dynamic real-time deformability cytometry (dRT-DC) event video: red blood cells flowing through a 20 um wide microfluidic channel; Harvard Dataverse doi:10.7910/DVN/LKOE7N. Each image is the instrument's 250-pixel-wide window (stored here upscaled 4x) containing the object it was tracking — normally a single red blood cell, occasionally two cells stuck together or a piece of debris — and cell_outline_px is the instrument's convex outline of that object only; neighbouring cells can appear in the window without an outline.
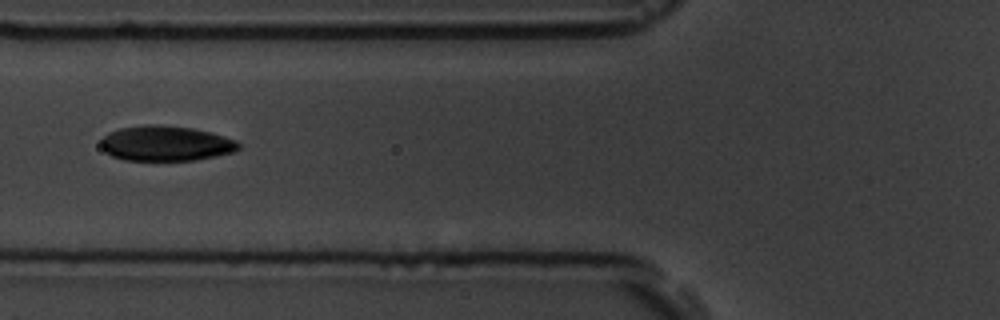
{"species": "common noctule bat (a hibernating species)", "species_latin": "Nyctalus noctula", "temperature_condition": "room temperature", "stored_images_in_passage": 4, "camera_frame_rate_fps": 3000, "um_per_image_px": 0.085, "animal": {"sex": "male", "body_mass_g": 19.5, "forearm_length_mm": 54.6}, "frame": {"image": 1, "passage_image": 2, "time_ms": 1.0, "image_size_px": [1000, 320], "cell_outline_px": [[240, 148], [236, 152], [196, 160], [124, 160], [112, 156], [100, 144], [100, 140], [108, 132], [120, 128], [144, 124], [152, 124], [192, 128], [212, 132], [236, 140], [240, 144]], "centroid_in_image_um": [14.12, 12.18], "position_along_channel_um": 111.7, "area_um2": 28.32}}
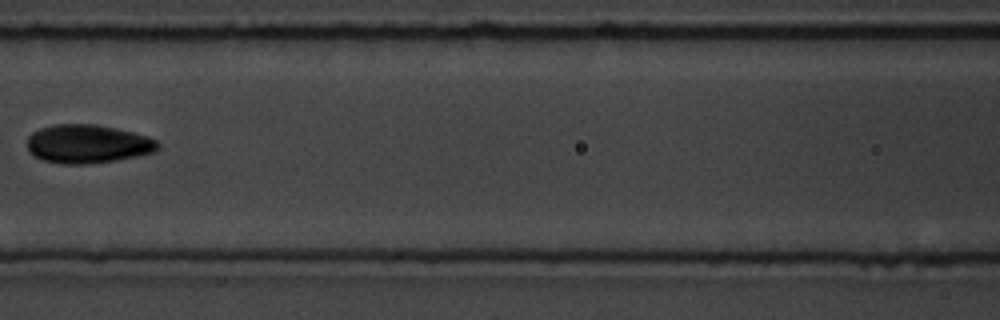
{"frame": {"image": 2, "passage_image": 3, "time_ms": 2.333, "image_size_px": [1000, 320], "cell_outline_px": [[160, 148], [156, 152], [116, 160], [84, 164], [64, 164], [44, 160], [36, 156], [28, 148], [28, 136], [32, 132], [40, 128], [56, 124], [96, 124], [116, 128], [148, 136], [156, 140], [160, 144]], "centroid_in_image_um": [7.49, 12.22], "position_along_channel_um": 159.1, "area_um2": 29.3}}
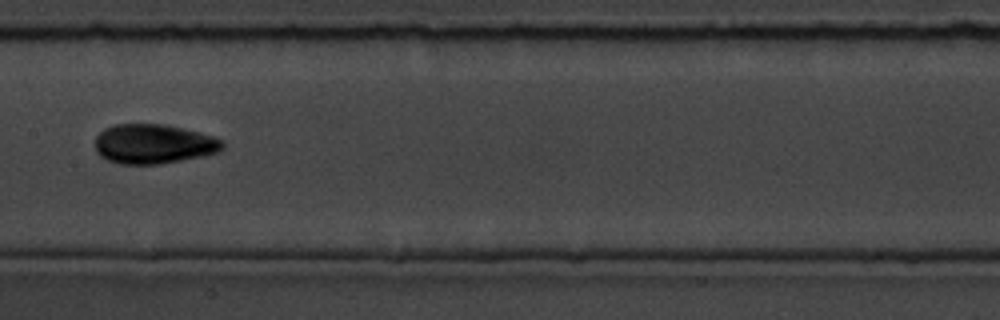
{"frame": {"image": 3, "passage_image": 4, "time_ms": 3.333, "image_size_px": [1000, 320], "cell_outline_px": [[224, 148], [220, 152], [204, 156], [160, 164], [120, 164], [108, 160], [100, 156], [96, 152], [96, 136], [104, 128], [116, 124], [164, 124], [200, 132], [212, 136], [220, 140], [224, 144]], "centroid_in_image_um": [13.06, 12.24], "position_along_channel_um": 194.3, "area_um2": 29.48}}